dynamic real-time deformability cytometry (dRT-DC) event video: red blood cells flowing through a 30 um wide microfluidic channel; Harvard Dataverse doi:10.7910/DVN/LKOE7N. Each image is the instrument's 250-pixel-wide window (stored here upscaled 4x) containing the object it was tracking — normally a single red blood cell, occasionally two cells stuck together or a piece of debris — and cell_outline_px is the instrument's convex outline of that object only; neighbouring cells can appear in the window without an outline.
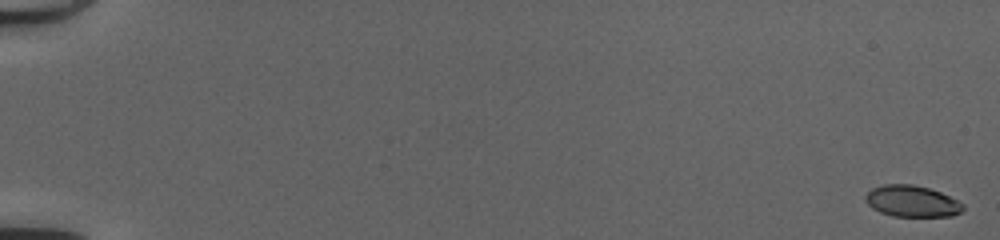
{"species": "common noctule bat (a hibernating species)", "species_latin": "Nyctalus noctula", "temperature_condition": "cold", "stored_images_in_passage": 18, "camera_frame_rate_fps": 3000, "um_per_image_px": 0.085, "animal": {"sex": "female", "body_mass_g": 20.0, "forearm_length_mm": 54.0}, "frame": {"image": 1, "passage_image": 1, "time_ms": 0.0, "image_size_px": [1000, 240], "cell_outline_px": [[964, 208], [960, 212], [952, 216], [892, 216], [880, 212], [872, 208], [864, 200], [864, 196], [872, 188], [884, 184], [912, 184], [928, 188], [940, 192], [964, 204]], "centroid_in_image_um": [77.48, 17.1], "position_along_channel_um": 7.5, "area_um2": 17.8}}
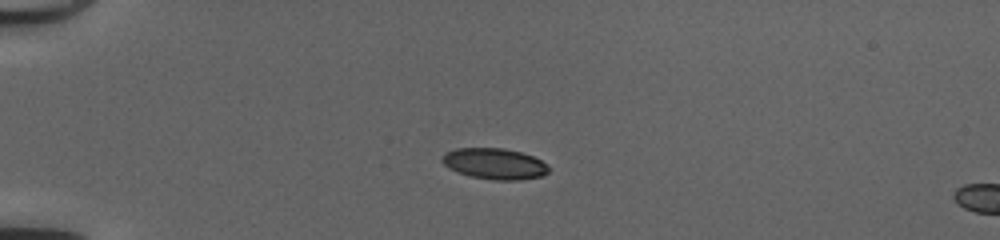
{"frame": {"image": 2, "passage_image": 15, "time_ms": 4.667, "image_size_px": [1000, 240], "cell_outline_px": [[548, 172], [544, 176], [520, 180], [496, 180], [468, 176], [456, 172], [448, 168], [440, 160], [440, 156], [444, 152], [456, 148], [504, 148], [520, 152], [532, 156], [548, 164]], "centroid_in_image_um": [42.0, 13.92], "position_along_channel_um": 43.0, "area_um2": 19.54}}